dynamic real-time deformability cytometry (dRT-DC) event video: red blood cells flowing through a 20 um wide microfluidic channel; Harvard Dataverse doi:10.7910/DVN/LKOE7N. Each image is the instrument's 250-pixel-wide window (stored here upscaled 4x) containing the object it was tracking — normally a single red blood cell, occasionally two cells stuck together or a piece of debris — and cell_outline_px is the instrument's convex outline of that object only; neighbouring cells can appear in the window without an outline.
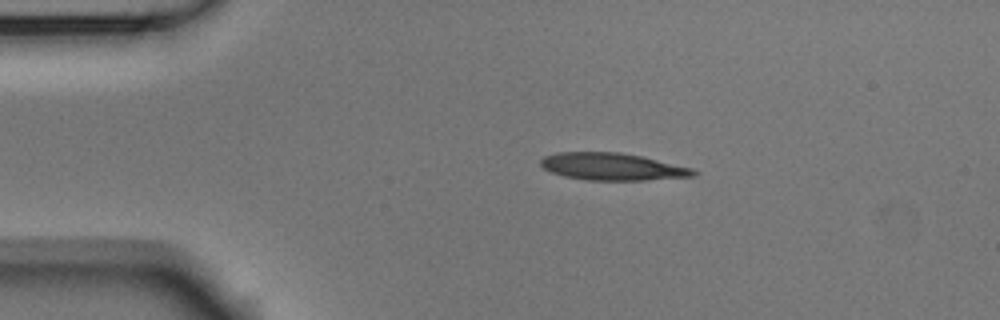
{"species": "Egyptian fruit bat (a non-hibernating species)", "species_latin": "Rousettus aegyptiacus", "temperature_condition": "room temperature", "stored_images_in_passage": 5, "segment_of_instrument_passage": [2, 2], "camera_frame_rate_fps": 3000, "um_per_image_px": 0.085, "animal": {"sex": "male"}, "frame": {"image": 1, "passage_image": 5, "time_ms": 1.333, "image_size_px": [1000, 320], "cell_outline_px": [[700, 172], [696, 176], [644, 180], [584, 180], [564, 176], [552, 172], [544, 168], [540, 164], [540, 160], [544, 156], [560, 152], [620, 152], [640, 156], [692, 168]], "centroid_in_image_um": [52.06, 14.17], "position_along_channel_um": 32.9, "area_um2": 24.16}}